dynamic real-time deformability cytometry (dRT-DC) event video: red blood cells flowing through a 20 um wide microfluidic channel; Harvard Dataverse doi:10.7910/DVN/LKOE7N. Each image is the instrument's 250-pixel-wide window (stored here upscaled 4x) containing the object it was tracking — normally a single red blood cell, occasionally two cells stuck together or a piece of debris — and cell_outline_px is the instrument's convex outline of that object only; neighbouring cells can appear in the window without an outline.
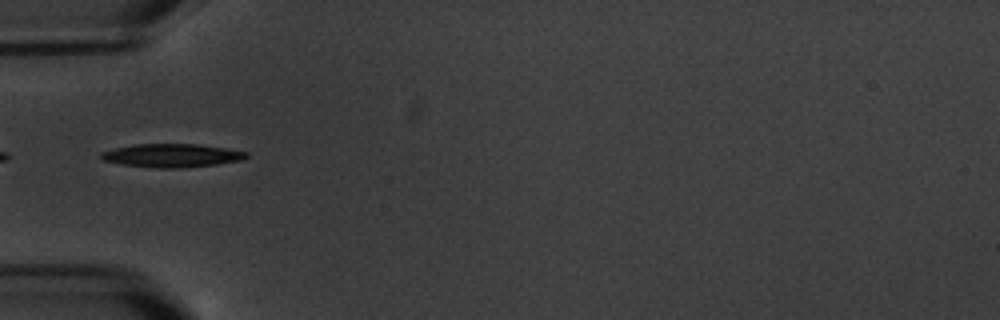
{"species": "common noctule bat (a hibernating species)", "species_latin": "Nyctalus noctula", "temperature_condition": "warm", "stored_images_in_passage": 6, "camera_frame_rate_fps": 3000, "um_per_image_px": 0.085, "animal": {"sex": "male", "body_mass_g": 20.1, "forearm_length_mm": 53.5}, "frame": {"image": 1, "passage_image": 1, "time_ms": 0.0, "image_size_px": [1000, 320], "cell_outline_px": [[248, 156], [244, 160], [216, 164], [180, 168], [160, 168], [120, 164], [104, 160], [100, 156], [100, 152], [116, 148], [136, 144], [200, 144], [248, 152]], "centroid_in_image_um": [14.63, 13.21], "position_along_channel_um": 70.4, "area_um2": 19.71}}
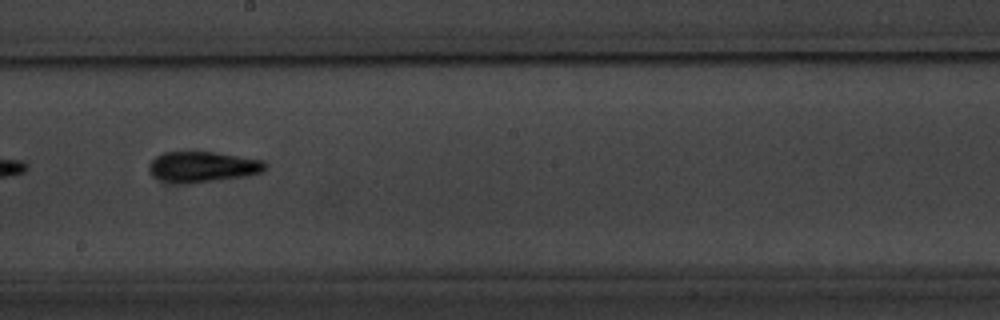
{"frame": {"image": 2, "passage_image": 5, "time_ms": 4.667, "image_size_px": [1000, 320], "cell_outline_px": [[268, 164], [260, 172], [244, 176], [184, 184], [152, 176], [148, 168], [148, 164], [156, 156], [164, 152], [216, 152], [264, 160]], "centroid_in_image_um": [17.22, 14.16], "position_along_channel_um": 231.0, "area_um2": 20.4}}